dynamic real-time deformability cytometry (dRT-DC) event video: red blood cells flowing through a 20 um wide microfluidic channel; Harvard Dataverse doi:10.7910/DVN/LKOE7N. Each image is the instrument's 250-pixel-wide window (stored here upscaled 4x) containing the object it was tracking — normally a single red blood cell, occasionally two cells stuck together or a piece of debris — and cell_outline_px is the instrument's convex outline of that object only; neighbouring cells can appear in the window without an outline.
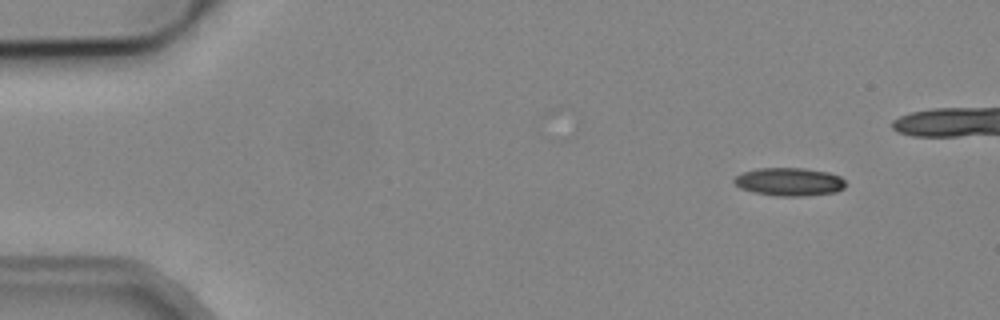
{"species": "common noctule bat (a hibernating species)", "species_latin": "Nyctalus noctula", "temperature_condition": "cold", "stored_images_in_passage": 5, "camera_frame_rate_fps": 3000, "um_per_image_px": 0.085, "animal": {"sex": "male", "body_mass_g": 19.2, "forearm_length_mm": 51.8}, "frame": {"image": 1, "passage_image": 1, "time_ms": 0.0, "image_size_px": [1000, 320], "cell_outline_px": [[844, 188], [836, 192], [804, 196], [776, 196], [752, 192], [740, 188], [732, 180], [736, 176], [744, 172], [756, 168], [804, 168], [828, 172], [840, 176], [844, 180]], "centroid_in_image_um": [67.08, 15.45], "position_along_channel_um": 17.9, "area_um2": 18.32}}